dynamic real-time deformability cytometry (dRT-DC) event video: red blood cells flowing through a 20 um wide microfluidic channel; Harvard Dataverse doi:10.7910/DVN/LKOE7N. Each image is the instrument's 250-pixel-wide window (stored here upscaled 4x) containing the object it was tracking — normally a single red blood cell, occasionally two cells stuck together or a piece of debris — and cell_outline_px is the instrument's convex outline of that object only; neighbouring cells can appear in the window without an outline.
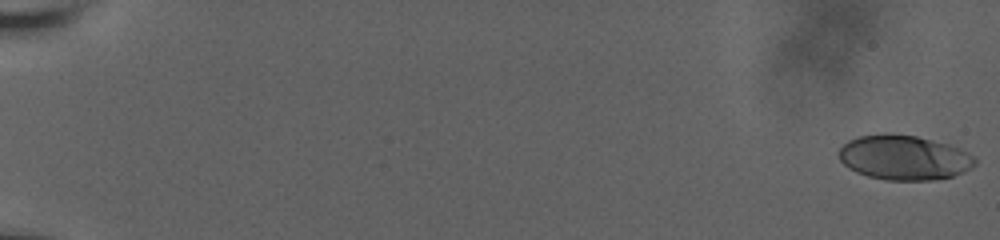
{"species": "human", "species_latin": "Homo sapiens", "temperature_condition": "room temperature", "stored_images_in_passage": 19, "camera_frame_rate_fps": 3000, "um_per_image_px": 0.085, "donor": {"sex": "male"}, "frame": {"image": 1, "passage_image": 1, "time_ms": 0.0, "image_size_px": [1000, 240], "cell_outline_px": [[976, 164], [972, 168], [964, 172], [952, 176], [932, 180], [888, 180], [868, 176], [856, 172], [848, 168], [840, 160], [836, 152], [848, 140], [860, 136], [884, 132], [888, 132], [916, 136], [948, 144], [976, 156]], "centroid_in_image_um": [76.83, 13.38], "position_along_channel_um": 8.2, "area_um2": 35.78}}